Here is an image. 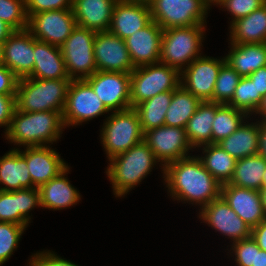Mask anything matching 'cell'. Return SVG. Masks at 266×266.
<instances>
[{
  "label": "cell",
  "instance_id": "1",
  "mask_svg": "<svg viewBox=\"0 0 266 266\" xmlns=\"http://www.w3.org/2000/svg\"><path fill=\"white\" fill-rule=\"evenodd\" d=\"M163 184L173 201L192 204L201 210L221 196V184L192 155L164 167Z\"/></svg>",
  "mask_w": 266,
  "mask_h": 266
},
{
  "label": "cell",
  "instance_id": "2",
  "mask_svg": "<svg viewBox=\"0 0 266 266\" xmlns=\"http://www.w3.org/2000/svg\"><path fill=\"white\" fill-rule=\"evenodd\" d=\"M64 130L60 112H24L15 109L9 128L3 135L5 140L16 146L11 149H19L56 144Z\"/></svg>",
  "mask_w": 266,
  "mask_h": 266
},
{
  "label": "cell",
  "instance_id": "3",
  "mask_svg": "<svg viewBox=\"0 0 266 266\" xmlns=\"http://www.w3.org/2000/svg\"><path fill=\"white\" fill-rule=\"evenodd\" d=\"M108 162L105 173L112 185L113 195L117 198L125 197L132 189L140 185L155 166L161 167L162 176H164V167L144 140L126 152L114 156Z\"/></svg>",
  "mask_w": 266,
  "mask_h": 266
},
{
  "label": "cell",
  "instance_id": "4",
  "mask_svg": "<svg viewBox=\"0 0 266 266\" xmlns=\"http://www.w3.org/2000/svg\"><path fill=\"white\" fill-rule=\"evenodd\" d=\"M70 82V78H20L15 95L16 110L24 112L57 111L62 114Z\"/></svg>",
  "mask_w": 266,
  "mask_h": 266
},
{
  "label": "cell",
  "instance_id": "5",
  "mask_svg": "<svg viewBox=\"0 0 266 266\" xmlns=\"http://www.w3.org/2000/svg\"><path fill=\"white\" fill-rule=\"evenodd\" d=\"M207 24L173 27L163 30L159 63L182 72L195 59L203 56L201 51Z\"/></svg>",
  "mask_w": 266,
  "mask_h": 266
},
{
  "label": "cell",
  "instance_id": "6",
  "mask_svg": "<svg viewBox=\"0 0 266 266\" xmlns=\"http://www.w3.org/2000/svg\"><path fill=\"white\" fill-rule=\"evenodd\" d=\"M100 142L107 161L144 140V132L133 108L111 112L100 129Z\"/></svg>",
  "mask_w": 266,
  "mask_h": 266
},
{
  "label": "cell",
  "instance_id": "7",
  "mask_svg": "<svg viewBox=\"0 0 266 266\" xmlns=\"http://www.w3.org/2000/svg\"><path fill=\"white\" fill-rule=\"evenodd\" d=\"M181 85V72L163 63L136 67L130 73L131 108L157 94L174 91Z\"/></svg>",
  "mask_w": 266,
  "mask_h": 266
},
{
  "label": "cell",
  "instance_id": "8",
  "mask_svg": "<svg viewBox=\"0 0 266 266\" xmlns=\"http://www.w3.org/2000/svg\"><path fill=\"white\" fill-rule=\"evenodd\" d=\"M149 6L152 20L163 30L207 24L211 10L204 0H152Z\"/></svg>",
  "mask_w": 266,
  "mask_h": 266
},
{
  "label": "cell",
  "instance_id": "9",
  "mask_svg": "<svg viewBox=\"0 0 266 266\" xmlns=\"http://www.w3.org/2000/svg\"><path fill=\"white\" fill-rule=\"evenodd\" d=\"M95 36V31L77 25L60 46L71 80L85 79L97 71L93 52Z\"/></svg>",
  "mask_w": 266,
  "mask_h": 266
},
{
  "label": "cell",
  "instance_id": "10",
  "mask_svg": "<svg viewBox=\"0 0 266 266\" xmlns=\"http://www.w3.org/2000/svg\"><path fill=\"white\" fill-rule=\"evenodd\" d=\"M110 114L92 87L84 80H71L62 113L65 128L80 126L99 116Z\"/></svg>",
  "mask_w": 266,
  "mask_h": 266
},
{
  "label": "cell",
  "instance_id": "11",
  "mask_svg": "<svg viewBox=\"0 0 266 266\" xmlns=\"http://www.w3.org/2000/svg\"><path fill=\"white\" fill-rule=\"evenodd\" d=\"M144 141L154 152L163 167L192 155L193 147L187 139L185 128L166 126L152 128L144 132Z\"/></svg>",
  "mask_w": 266,
  "mask_h": 266
},
{
  "label": "cell",
  "instance_id": "12",
  "mask_svg": "<svg viewBox=\"0 0 266 266\" xmlns=\"http://www.w3.org/2000/svg\"><path fill=\"white\" fill-rule=\"evenodd\" d=\"M76 26L72 9H61L32 14L27 30L37 40L60 47Z\"/></svg>",
  "mask_w": 266,
  "mask_h": 266
},
{
  "label": "cell",
  "instance_id": "13",
  "mask_svg": "<svg viewBox=\"0 0 266 266\" xmlns=\"http://www.w3.org/2000/svg\"><path fill=\"white\" fill-rule=\"evenodd\" d=\"M84 80L110 112L131 108L130 73L96 71Z\"/></svg>",
  "mask_w": 266,
  "mask_h": 266
},
{
  "label": "cell",
  "instance_id": "14",
  "mask_svg": "<svg viewBox=\"0 0 266 266\" xmlns=\"http://www.w3.org/2000/svg\"><path fill=\"white\" fill-rule=\"evenodd\" d=\"M198 219L207 224L215 232L233 242L249 238L252 229L228 205L222 196L214 199L204 208L199 210Z\"/></svg>",
  "mask_w": 266,
  "mask_h": 266
},
{
  "label": "cell",
  "instance_id": "15",
  "mask_svg": "<svg viewBox=\"0 0 266 266\" xmlns=\"http://www.w3.org/2000/svg\"><path fill=\"white\" fill-rule=\"evenodd\" d=\"M225 57L203 55L181 72V85L202 102L211 101L215 83Z\"/></svg>",
  "mask_w": 266,
  "mask_h": 266
},
{
  "label": "cell",
  "instance_id": "16",
  "mask_svg": "<svg viewBox=\"0 0 266 266\" xmlns=\"http://www.w3.org/2000/svg\"><path fill=\"white\" fill-rule=\"evenodd\" d=\"M93 52L97 71L131 73L135 69L125 40L110 31L96 32Z\"/></svg>",
  "mask_w": 266,
  "mask_h": 266
},
{
  "label": "cell",
  "instance_id": "17",
  "mask_svg": "<svg viewBox=\"0 0 266 266\" xmlns=\"http://www.w3.org/2000/svg\"><path fill=\"white\" fill-rule=\"evenodd\" d=\"M23 149L17 150L26 158L32 188H39L69 166L52 146L23 147Z\"/></svg>",
  "mask_w": 266,
  "mask_h": 266
},
{
  "label": "cell",
  "instance_id": "18",
  "mask_svg": "<svg viewBox=\"0 0 266 266\" xmlns=\"http://www.w3.org/2000/svg\"><path fill=\"white\" fill-rule=\"evenodd\" d=\"M41 208L37 187L16 191L0 190V222L16 223L28 227L32 221L30 212Z\"/></svg>",
  "mask_w": 266,
  "mask_h": 266
},
{
  "label": "cell",
  "instance_id": "19",
  "mask_svg": "<svg viewBox=\"0 0 266 266\" xmlns=\"http://www.w3.org/2000/svg\"><path fill=\"white\" fill-rule=\"evenodd\" d=\"M163 29L153 20L125 40L134 67L159 63Z\"/></svg>",
  "mask_w": 266,
  "mask_h": 266
},
{
  "label": "cell",
  "instance_id": "20",
  "mask_svg": "<svg viewBox=\"0 0 266 266\" xmlns=\"http://www.w3.org/2000/svg\"><path fill=\"white\" fill-rule=\"evenodd\" d=\"M34 37L27 30L14 31L3 43V65L19 79L27 77L34 66Z\"/></svg>",
  "mask_w": 266,
  "mask_h": 266
},
{
  "label": "cell",
  "instance_id": "21",
  "mask_svg": "<svg viewBox=\"0 0 266 266\" xmlns=\"http://www.w3.org/2000/svg\"><path fill=\"white\" fill-rule=\"evenodd\" d=\"M221 196L251 229L266 220L260 191L226 183L221 186Z\"/></svg>",
  "mask_w": 266,
  "mask_h": 266
},
{
  "label": "cell",
  "instance_id": "22",
  "mask_svg": "<svg viewBox=\"0 0 266 266\" xmlns=\"http://www.w3.org/2000/svg\"><path fill=\"white\" fill-rule=\"evenodd\" d=\"M152 21L150 6L144 3L117 1L114 5L109 31L126 39Z\"/></svg>",
  "mask_w": 266,
  "mask_h": 266
},
{
  "label": "cell",
  "instance_id": "23",
  "mask_svg": "<svg viewBox=\"0 0 266 266\" xmlns=\"http://www.w3.org/2000/svg\"><path fill=\"white\" fill-rule=\"evenodd\" d=\"M70 168L68 166L58 176L38 188L42 209L58 211L79 204L82 195L67 177Z\"/></svg>",
  "mask_w": 266,
  "mask_h": 266
},
{
  "label": "cell",
  "instance_id": "24",
  "mask_svg": "<svg viewBox=\"0 0 266 266\" xmlns=\"http://www.w3.org/2000/svg\"><path fill=\"white\" fill-rule=\"evenodd\" d=\"M118 0H73L76 24L95 32L109 31L114 5Z\"/></svg>",
  "mask_w": 266,
  "mask_h": 266
},
{
  "label": "cell",
  "instance_id": "25",
  "mask_svg": "<svg viewBox=\"0 0 266 266\" xmlns=\"http://www.w3.org/2000/svg\"><path fill=\"white\" fill-rule=\"evenodd\" d=\"M34 66L27 76L36 79L69 78L59 46L34 38Z\"/></svg>",
  "mask_w": 266,
  "mask_h": 266
},
{
  "label": "cell",
  "instance_id": "26",
  "mask_svg": "<svg viewBox=\"0 0 266 266\" xmlns=\"http://www.w3.org/2000/svg\"><path fill=\"white\" fill-rule=\"evenodd\" d=\"M259 131L260 121L249 116L236 131L221 140L217 145L236 160L253 156L258 154L259 151Z\"/></svg>",
  "mask_w": 266,
  "mask_h": 266
},
{
  "label": "cell",
  "instance_id": "27",
  "mask_svg": "<svg viewBox=\"0 0 266 266\" xmlns=\"http://www.w3.org/2000/svg\"><path fill=\"white\" fill-rule=\"evenodd\" d=\"M229 43H266V3L251 14L229 24Z\"/></svg>",
  "mask_w": 266,
  "mask_h": 266
},
{
  "label": "cell",
  "instance_id": "28",
  "mask_svg": "<svg viewBox=\"0 0 266 266\" xmlns=\"http://www.w3.org/2000/svg\"><path fill=\"white\" fill-rule=\"evenodd\" d=\"M24 188H32L26 158L17 149H10L0 157V190L16 191Z\"/></svg>",
  "mask_w": 266,
  "mask_h": 266
},
{
  "label": "cell",
  "instance_id": "29",
  "mask_svg": "<svg viewBox=\"0 0 266 266\" xmlns=\"http://www.w3.org/2000/svg\"><path fill=\"white\" fill-rule=\"evenodd\" d=\"M225 55L228 63L241 77H248L254 71L266 66V43L234 44L228 43Z\"/></svg>",
  "mask_w": 266,
  "mask_h": 266
},
{
  "label": "cell",
  "instance_id": "30",
  "mask_svg": "<svg viewBox=\"0 0 266 266\" xmlns=\"http://www.w3.org/2000/svg\"><path fill=\"white\" fill-rule=\"evenodd\" d=\"M221 105V103L204 101L187 122L185 132L194 150L198 151L197 148L212 144V123L216 110Z\"/></svg>",
  "mask_w": 266,
  "mask_h": 266
},
{
  "label": "cell",
  "instance_id": "31",
  "mask_svg": "<svg viewBox=\"0 0 266 266\" xmlns=\"http://www.w3.org/2000/svg\"><path fill=\"white\" fill-rule=\"evenodd\" d=\"M202 155H197L205 169L221 184L229 183L233 177L236 159L217 144L203 145Z\"/></svg>",
  "mask_w": 266,
  "mask_h": 266
},
{
  "label": "cell",
  "instance_id": "32",
  "mask_svg": "<svg viewBox=\"0 0 266 266\" xmlns=\"http://www.w3.org/2000/svg\"><path fill=\"white\" fill-rule=\"evenodd\" d=\"M202 101L182 85L173 91L164 125L185 128Z\"/></svg>",
  "mask_w": 266,
  "mask_h": 266
},
{
  "label": "cell",
  "instance_id": "33",
  "mask_svg": "<svg viewBox=\"0 0 266 266\" xmlns=\"http://www.w3.org/2000/svg\"><path fill=\"white\" fill-rule=\"evenodd\" d=\"M265 169L266 160L260 154L238 159L229 184L260 191Z\"/></svg>",
  "mask_w": 266,
  "mask_h": 266
},
{
  "label": "cell",
  "instance_id": "34",
  "mask_svg": "<svg viewBox=\"0 0 266 266\" xmlns=\"http://www.w3.org/2000/svg\"><path fill=\"white\" fill-rule=\"evenodd\" d=\"M172 94L173 91L160 93L133 107L137 112L143 132L164 125Z\"/></svg>",
  "mask_w": 266,
  "mask_h": 266
},
{
  "label": "cell",
  "instance_id": "35",
  "mask_svg": "<svg viewBox=\"0 0 266 266\" xmlns=\"http://www.w3.org/2000/svg\"><path fill=\"white\" fill-rule=\"evenodd\" d=\"M248 117L244 111L222 104L216 110L212 123V144L230 136Z\"/></svg>",
  "mask_w": 266,
  "mask_h": 266
},
{
  "label": "cell",
  "instance_id": "36",
  "mask_svg": "<svg viewBox=\"0 0 266 266\" xmlns=\"http://www.w3.org/2000/svg\"><path fill=\"white\" fill-rule=\"evenodd\" d=\"M261 101L262 96L256 95L254 81L249 77H241L232 99L227 104L244 111L248 116H252L261 104Z\"/></svg>",
  "mask_w": 266,
  "mask_h": 266
},
{
  "label": "cell",
  "instance_id": "37",
  "mask_svg": "<svg viewBox=\"0 0 266 266\" xmlns=\"http://www.w3.org/2000/svg\"><path fill=\"white\" fill-rule=\"evenodd\" d=\"M240 79L241 76L224 62L215 83L213 99L210 102L227 104L232 99Z\"/></svg>",
  "mask_w": 266,
  "mask_h": 266
},
{
  "label": "cell",
  "instance_id": "38",
  "mask_svg": "<svg viewBox=\"0 0 266 266\" xmlns=\"http://www.w3.org/2000/svg\"><path fill=\"white\" fill-rule=\"evenodd\" d=\"M26 227L16 223L0 222V266L8 262L19 247Z\"/></svg>",
  "mask_w": 266,
  "mask_h": 266
},
{
  "label": "cell",
  "instance_id": "39",
  "mask_svg": "<svg viewBox=\"0 0 266 266\" xmlns=\"http://www.w3.org/2000/svg\"><path fill=\"white\" fill-rule=\"evenodd\" d=\"M0 20L14 31L27 29L28 16L25 0H0Z\"/></svg>",
  "mask_w": 266,
  "mask_h": 266
},
{
  "label": "cell",
  "instance_id": "40",
  "mask_svg": "<svg viewBox=\"0 0 266 266\" xmlns=\"http://www.w3.org/2000/svg\"><path fill=\"white\" fill-rule=\"evenodd\" d=\"M227 250L234 259L237 266H255L256 251L260 250L256 241L250 236L249 238L242 239L237 242H233Z\"/></svg>",
  "mask_w": 266,
  "mask_h": 266
},
{
  "label": "cell",
  "instance_id": "41",
  "mask_svg": "<svg viewBox=\"0 0 266 266\" xmlns=\"http://www.w3.org/2000/svg\"><path fill=\"white\" fill-rule=\"evenodd\" d=\"M265 3L266 0H223L217 7L221 8L220 10L223 9L222 11H227L232 16L231 24L235 20L251 14Z\"/></svg>",
  "mask_w": 266,
  "mask_h": 266
},
{
  "label": "cell",
  "instance_id": "42",
  "mask_svg": "<svg viewBox=\"0 0 266 266\" xmlns=\"http://www.w3.org/2000/svg\"><path fill=\"white\" fill-rule=\"evenodd\" d=\"M27 266H79L72 261L62 258L52 250H43L32 253L27 261Z\"/></svg>",
  "mask_w": 266,
  "mask_h": 266
},
{
  "label": "cell",
  "instance_id": "43",
  "mask_svg": "<svg viewBox=\"0 0 266 266\" xmlns=\"http://www.w3.org/2000/svg\"><path fill=\"white\" fill-rule=\"evenodd\" d=\"M73 0H25L27 16L51 10L72 9Z\"/></svg>",
  "mask_w": 266,
  "mask_h": 266
},
{
  "label": "cell",
  "instance_id": "44",
  "mask_svg": "<svg viewBox=\"0 0 266 266\" xmlns=\"http://www.w3.org/2000/svg\"><path fill=\"white\" fill-rule=\"evenodd\" d=\"M15 109V95L0 94V127L5 128L4 134L9 128Z\"/></svg>",
  "mask_w": 266,
  "mask_h": 266
},
{
  "label": "cell",
  "instance_id": "45",
  "mask_svg": "<svg viewBox=\"0 0 266 266\" xmlns=\"http://www.w3.org/2000/svg\"><path fill=\"white\" fill-rule=\"evenodd\" d=\"M19 78L5 65L0 64V94L16 95Z\"/></svg>",
  "mask_w": 266,
  "mask_h": 266
},
{
  "label": "cell",
  "instance_id": "46",
  "mask_svg": "<svg viewBox=\"0 0 266 266\" xmlns=\"http://www.w3.org/2000/svg\"><path fill=\"white\" fill-rule=\"evenodd\" d=\"M252 81H254L256 87V95H261L262 97L266 95V66L259 68L248 76Z\"/></svg>",
  "mask_w": 266,
  "mask_h": 266
},
{
  "label": "cell",
  "instance_id": "47",
  "mask_svg": "<svg viewBox=\"0 0 266 266\" xmlns=\"http://www.w3.org/2000/svg\"><path fill=\"white\" fill-rule=\"evenodd\" d=\"M251 236L260 249L266 251V220L261 221L256 227L252 228Z\"/></svg>",
  "mask_w": 266,
  "mask_h": 266
},
{
  "label": "cell",
  "instance_id": "48",
  "mask_svg": "<svg viewBox=\"0 0 266 266\" xmlns=\"http://www.w3.org/2000/svg\"><path fill=\"white\" fill-rule=\"evenodd\" d=\"M258 154L266 160V121H260Z\"/></svg>",
  "mask_w": 266,
  "mask_h": 266
},
{
  "label": "cell",
  "instance_id": "49",
  "mask_svg": "<svg viewBox=\"0 0 266 266\" xmlns=\"http://www.w3.org/2000/svg\"><path fill=\"white\" fill-rule=\"evenodd\" d=\"M257 116L258 121H266V95L262 97L261 104L253 114V118Z\"/></svg>",
  "mask_w": 266,
  "mask_h": 266
},
{
  "label": "cell",
  "instance_id": "50",
  "mask_svg": "<svg viewBox=\"0 0 266 266\" xmlns=\"http://www.w3.org/2000/svg\"><path fill=\"white\" fill-rule=\"evenodd\" d=\"M14 30L6 24L4 21L0 20V42L4 43Z\"/></svg>",
  "mask_w": 266,
  "mask_h": 266
},
{
  "label": "cell",
  "instance_id": "51",
  "mask_svg": "<svg viewBox=\"0 0 266 266\" xmlns=\"http://www.w3.org/2000/svg\"><path fill=\"white\" fill-rule=\"evenodd\" d=\"M255 266H266V251H256Z\"/></svg>",
  "mask_w": 266,
  "mask_h": 266
},
{
  "label": "cell",
  "instance_id": "52",
  "mask_svg": "<svg viewBox=\"0 0 266 266\" xmlns=\"http://www.w3.org/2000/svg\"><path fill=\"white\" fill-rule=\"evenodd\" d=\"M260 194H261L263 209L266 214V188H262L260 190Z\"/></svg>",
  "mask_w": 266,
  "mask_h": 266
},
{
  "label": "cell",
  "instance_id": "53",
  "mask_svg": "<svg viewBox=\"0 0 266 266\" xmlns=\"http://www.w3.org/2000/svg\"><path fill=\"white\" fill-rule=\"evenodd\" d=\"M122 2H132V3H144V4H150L152 0H119Z\"/></svg>",
  "mask_w": 266,
  "mask_h": 266
},
{
  "label": "cell",
  "instance_id": "54",
  "mask_svg": "<svg viewBox=\"0 0 266 266\" xmlns=\"http://www.w3.org/2000/svg\"><path fill=\"white\" fill-rule=\"evenodd\" d=\"M204 1L210 8H212V5L215 7V5L217 6L223 0H204Z\"/></svg>",
  "mask_w": 266,
  "mask_h": 266
},
{
  "label": "cell",
  "instance_id": "55",
  "mask_svg": "<svg viewBox=\"0 0 266 266\" xmlns=\"http://www.w3.org/2000/svg\"><path fill=\"white\" fill-rule=\"evenodd\" d=\"M0 64H3V43L0 42Z\"/></svg>",
  "mask_w": 266,
  "mask_h": 266
},
{
  "label": "cell",
  "instance_id": "56",
  "mask_svg": "<svg viewBox=\"0 0 266 266\" xmlns=\"http://www.w3.org/2000/svg\"><path fill=\"white\" fill-rule=\"evenodd\" d=\"M262 188H266V169H265L264 175H263Z\"/></svg>",
  "mask_w": 266,
  "mask_h": 266
}]
</instances>
